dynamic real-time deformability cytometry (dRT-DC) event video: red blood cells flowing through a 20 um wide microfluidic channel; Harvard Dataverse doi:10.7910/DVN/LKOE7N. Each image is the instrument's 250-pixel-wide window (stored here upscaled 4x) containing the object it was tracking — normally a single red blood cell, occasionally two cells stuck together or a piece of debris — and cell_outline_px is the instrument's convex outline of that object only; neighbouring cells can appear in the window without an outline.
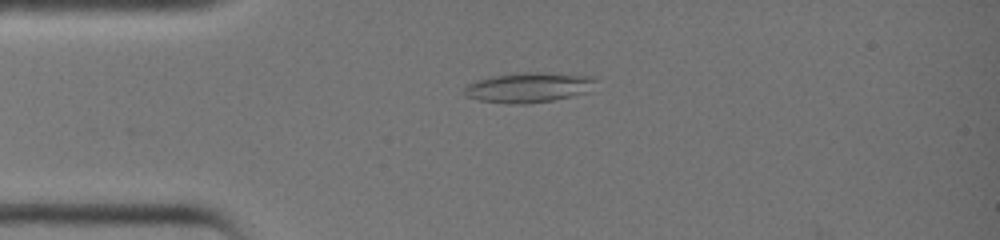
{"species": "common noctule bat (a hibernating species)", "species_latin": "Nyctalus noctula", "temperature_condition": "warm", "stored_images_in_passage": 32, "camera_frame_rate_fps": 3000, "um_per_image_px": 0.085, "animal": {"sex": "female", "body_mass_g": 19.0, "forearm_length_mm": 51.5}, "frame": {"image": 1, "passage_image": 3, "time_ms": 0.667, "image_size_px": [1000, 240], "cell_outline_px": [[596, 80], [592, 92], [552, 100], [528, 104], [508, 104], [480, 100], [464, 96], [464, 88], [468, 84], [476, 80], [492, 76], [524, 72], [536, 72], [592, 76]], "centroid_in_image_um": [44.95, 7.44], "position_along_channel_um": 40.1, "area_um2": 23.12}}
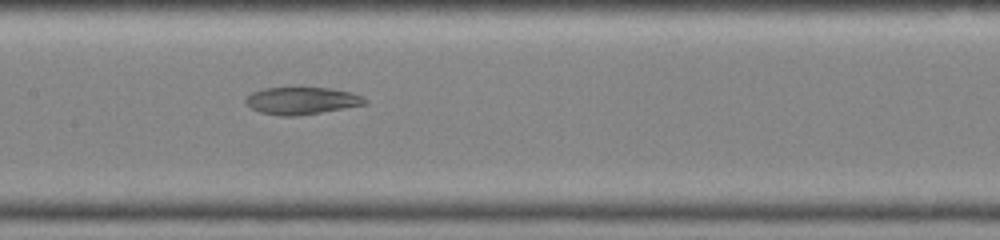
{"frame": {"image": 2, "passage_image": 13, "time_ms": 4.0, "image_size_px": [1000, 240], "cell_outline_px": [[368, 104], [296, 116], [280, 116], [260, 112], [252, 108], [244, 100], [252, 92], [264, 88], [332, 88], [352, 92], [364, 96], [368, 100]], "centroid_in_image_um": [25.7, 8.56], "position_along_channel_um": 181.7, "area_um2": 18.9}}
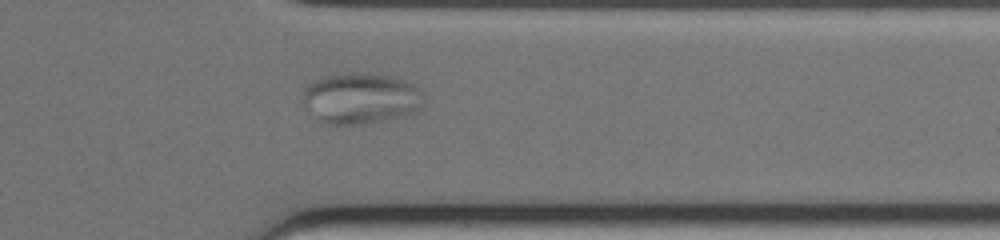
{"frame": {"image": 3, "passage_image": 25, "time_ms": 8.0, "image_size_px": [1000, 240], "cell_outline_px": [[424, 96], [420, 108], [412, 112], [400, 116], [360, 124], [328, 124], [316, 120], [304, 100], [304, 88], [312, 80], [324, 76], [344, 72], [364, 72], [396, 76], [420, 88], [424, 92]], "centroid_in_image_um": [30.67, 8.31], "position_along_channel_um": 380.7, "area_um2": 36.01}}